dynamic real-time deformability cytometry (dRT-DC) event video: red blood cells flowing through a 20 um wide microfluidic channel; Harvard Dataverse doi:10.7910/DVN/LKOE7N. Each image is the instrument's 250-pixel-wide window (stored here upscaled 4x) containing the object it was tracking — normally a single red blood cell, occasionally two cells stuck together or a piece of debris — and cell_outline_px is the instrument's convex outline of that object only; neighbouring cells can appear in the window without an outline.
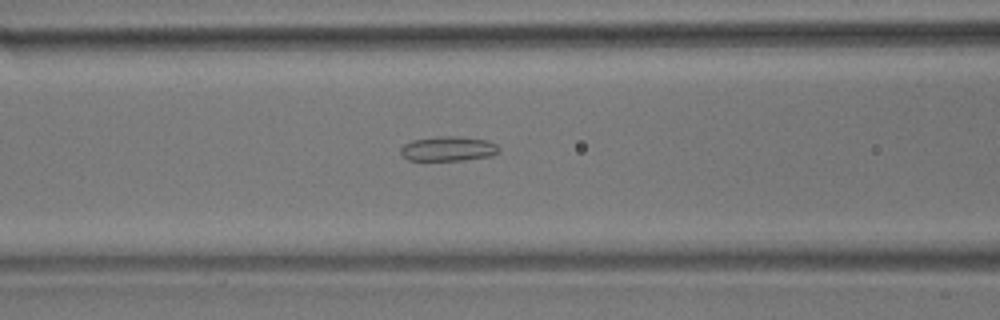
{"species": "common noctule bat (a hibernating species)", "species_latin": "Nyctalus noctula", "temperature_condition": "room temperature", "stored_images_in_passage": 55, "segment_of_instrument_passage": [2, 2], "camera_frame_rate_fps": 3000, "um_per_image_px": 0.085, "animal": {"sex": "male", "body_mass_g": 17.9}, "frame": {"image": 1, "passage_image": 22, "time_ms": 7.0, "image_size_px": [1000, 320], "cell_outline_px": [[500, 152], [492, 156], [464, 160], [408, 160], [400, 152], [400, 148], [404, 144], [412, 140], [440, 136], [456, 136], [488, 140], [496, 144], [500, 148]], "centroid_in_image_um": [38.13, 12.64], "position_along_channel_um": 128.5, "area_um2": 14.22}}
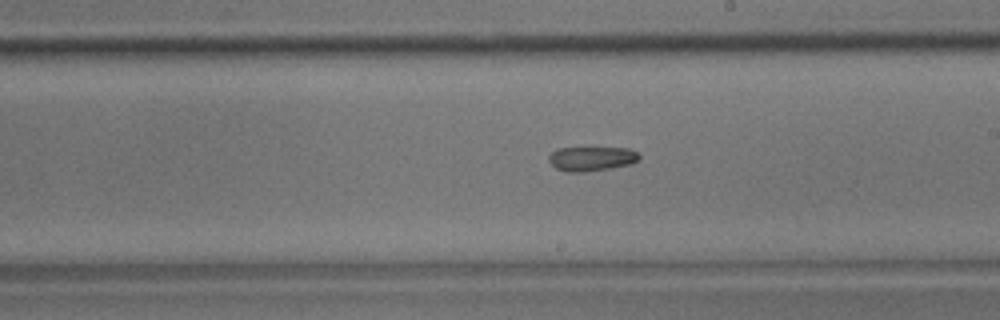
{"frame": {"image": 2, "passage_image": 31, "time_ms": 10.0, "image_size_px": [1000, 320], "cell_outline_px": [[640, 160], [632, 164], [612, 168], [584, 172], [564, 172], [556, 168], [548, 160], [548, 156], [556, 148], [628, 148], [636, 152], [640, 156]], "centroid_in_image_um": [50.28, 13.5], "position_along_channel_um": 238.7, "area_um2": 13.01}}
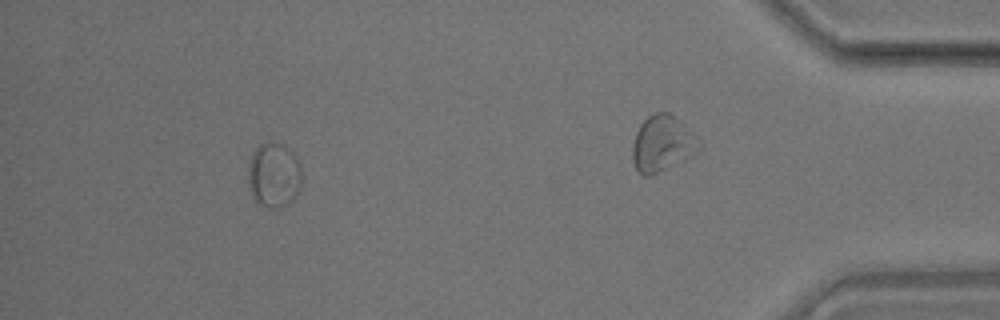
{"frame": {"image": 3, "passage_image": 50, "time_ms": 16.333, "image_size_px": [1000, 320], "cell_outline_px": [[300, 188], [296, 196], [292, 200], [280, 208], [268, 208], [260, 204], [252, 196], [248, 180], [248, 160], [252, 152], [260, 144], [280, 144], [288, 148], [296, 156], [300, 164]], "centroid_in_image_um": [23.26, 14.9], "position_along_channel_um": 411.9, "area_um2": 20.17}}